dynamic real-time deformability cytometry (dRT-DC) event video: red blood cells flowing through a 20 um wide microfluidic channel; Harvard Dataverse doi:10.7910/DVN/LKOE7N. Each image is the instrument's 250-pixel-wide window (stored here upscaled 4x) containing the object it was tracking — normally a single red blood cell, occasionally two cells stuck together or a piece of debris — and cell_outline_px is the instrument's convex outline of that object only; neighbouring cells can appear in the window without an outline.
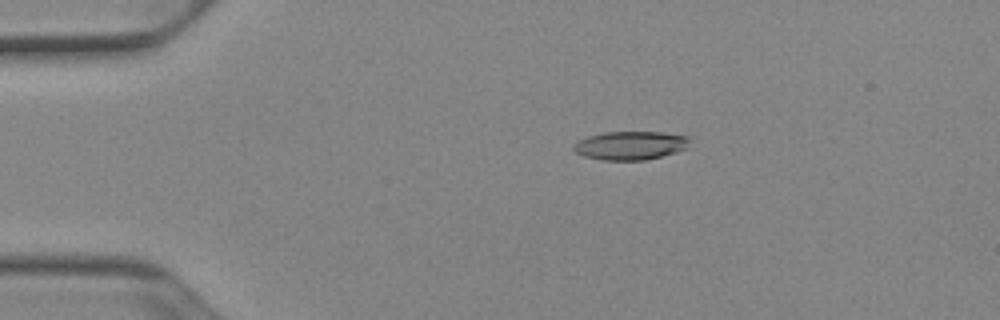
{"species": "Egyptian fruit bat (a non-hibernating species)", "species_latin": "Rousettus aegyptiacus", "temperature_condition": "cold", "stored_images_in_passage": 51, "camera_frame_rate_fps": 3000, "um_per_image_px": 0.085, "animal": {"sex": "female"}, "frame": {"image": 1, "passage_image": 10, "time_ms": 3.0, "image_size_px": [1000, 320], "cell_outline_px": [[688, 148], [676, 152], [644, 160], [604, 160], [584, 156], [576, 152], [572, 148], [572, 144], [576, 140], [588, 136], [604, 132], [660, 132], [688, 136]], "centroid_in_image_um": [53.54, 12.36], "position_along_channel_um": 31.5, "area_um2": 19.31}}
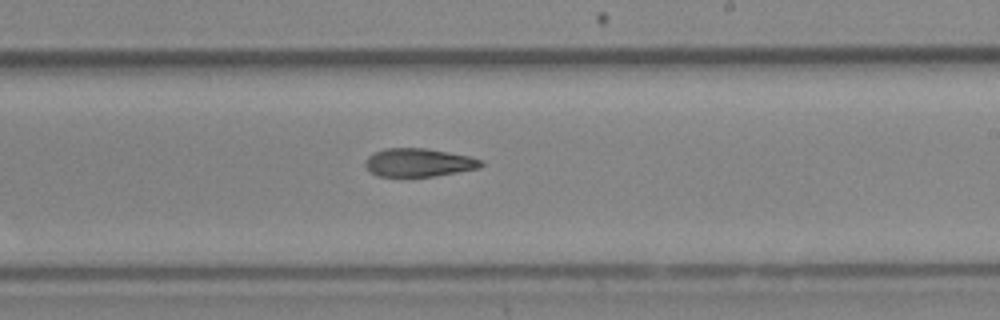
{"frame": {"image": 2, "passage_image": 31, "time_ms": 10.0, "image_size_px": [1000, 320], "cell_outline_px": [[484, 164], [480, 168], [432, 176], [376, 176], [364, 164], [368, 156], [384, 148], [428, 148], [468, 156], [484, 160]], "centroid_in_image_um": [35.61, 13.81], "position_along_channel_um": 253.4, "area_um2": 18.96}}
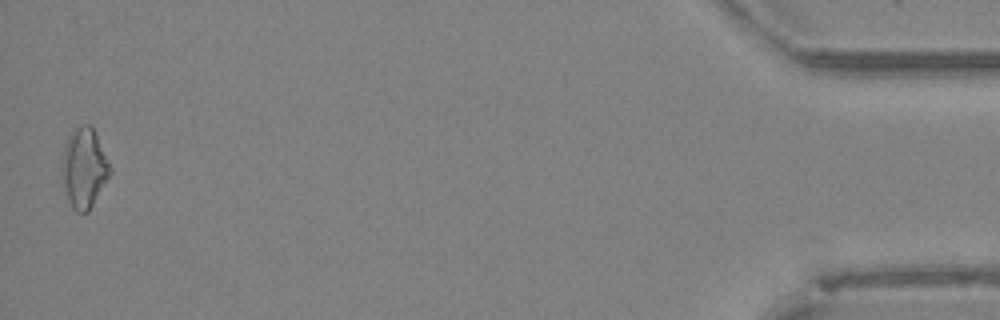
{"frame": {"image": 3, "passage_image": 51, "time_ms": 16.667, "image_size_px": [1000, 320], "cell_outline_px": [[112, 172], [88, 212], [76, 212], [72, 208], [64, 184], [64, 144], [72, 128], [80, 124], [88, 124], [96, 132], [112, 168]], "centroid_in_image_um": [7.19, 14.23], "position_along_channel_um": 428.0, "area_um2": 22.02}, "authors_computed_cell_mechanics": {"area_um2": 19.652, "velocity_mm_per_s": 3.939, "shape_relaxation_time_tau1_ms": null, "shape_relaxation_time_tau2_ms": 5.6003, "deformation_change_tau1": null, "deformation_change_tau2": 0.1649}}